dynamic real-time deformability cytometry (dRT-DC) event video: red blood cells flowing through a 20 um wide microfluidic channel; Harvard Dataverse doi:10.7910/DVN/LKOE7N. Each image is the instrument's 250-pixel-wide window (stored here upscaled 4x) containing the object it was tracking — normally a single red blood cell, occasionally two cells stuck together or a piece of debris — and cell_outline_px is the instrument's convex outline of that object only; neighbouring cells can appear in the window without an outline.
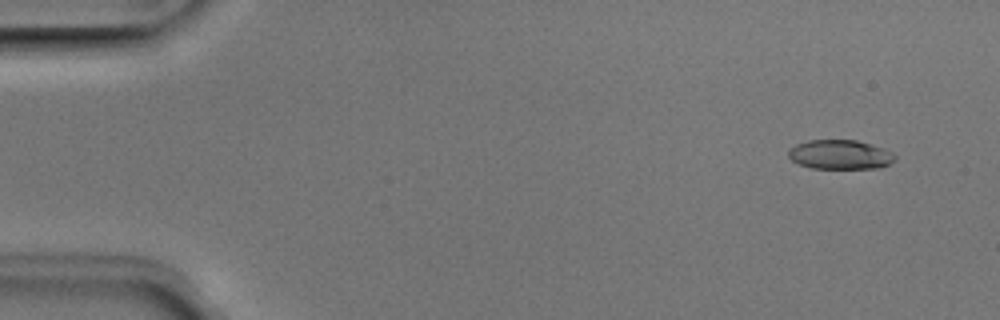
{"species": "Egyptian fruit bat (a non-hibernating species)", "species_latin": "Rousettus aegyptiacus", "temperature_condition": "room temperature", "stored_images_in_passage": 52, "camera_frame_rate_fps": 3000, "um_per_image_px": 0.085, "animal": {"sex": "male"}, "frame": {"image": 1, "passage_image": 4, "time_ms": 1.0, "image_size_px": [1000, 320], "cell_outline_px": [[896, 160], [880, 168], [812, 168], [800, 164], [792, 160], [788, 156], [788, 152], [796, 144], [808, 140], [856, 140], [892, 152], [896, 156]], "centroid_in_image_um": [71.41, 13.14], "position_along_channel_um": 13.6, "area_um2": 17.98}}
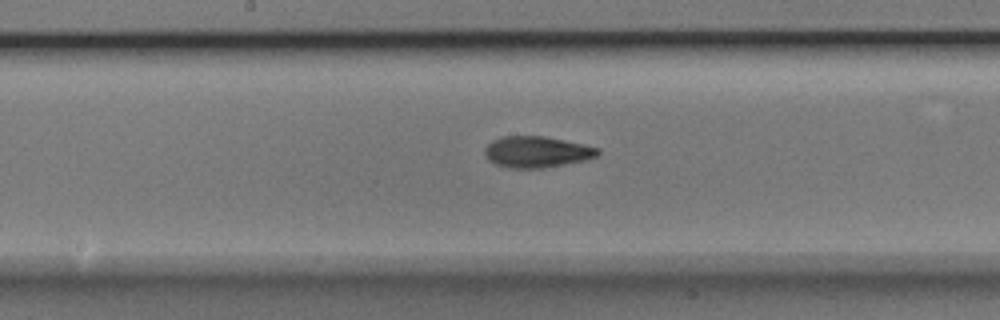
{"frame": {"image": 2, "passage_image": 27, "time_ms": 8.667, "image_size_px": [1000, 320], "cell_outline_px": [[600, 152], [596, 156], [588, 160], [540, 168], [508, 168], [496, 164], [488, 160], [484, 156], [484, 148], [492, 140], [504, 136], [544, 136], [564, 140], [600, 148]], "centroid_in_image_um": [45.6, 12.91], "position_along_channel_um": 202.6, "area_um2": 20.63}}
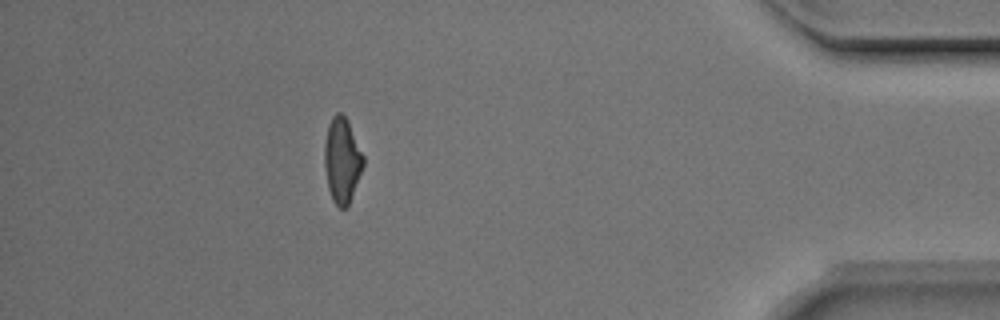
{"frame": {"image": 3, "passage_image": 46, "time_ms": 15.0, "image_size_px": [1000, 320], "cell_outline_px": [[364, 164], [348, 204], [344, 208], [340, 208], [332, 200], [328, 188], [324, 164], [324, 144], [328, 124], [332, 116], [336, 112], [340, 112], [348, 120], [364, 156]], "centroid_in_image_um": [29.06, 13.58], "position_along_channel_um": 406.1, "area_um2": 19.19}, "authors_computed_cell_mechanics": {"area_um2": 19.4786, "velocity_mm_per_s": 3.9711, "shape_relaxation_time_tau1_ms": 6.1497, "shape_relaxation_time_tau2_ms": 2.4692, "deformation_change_tau1": 0.1837, "deformation_change_tau2": 0.0935}}